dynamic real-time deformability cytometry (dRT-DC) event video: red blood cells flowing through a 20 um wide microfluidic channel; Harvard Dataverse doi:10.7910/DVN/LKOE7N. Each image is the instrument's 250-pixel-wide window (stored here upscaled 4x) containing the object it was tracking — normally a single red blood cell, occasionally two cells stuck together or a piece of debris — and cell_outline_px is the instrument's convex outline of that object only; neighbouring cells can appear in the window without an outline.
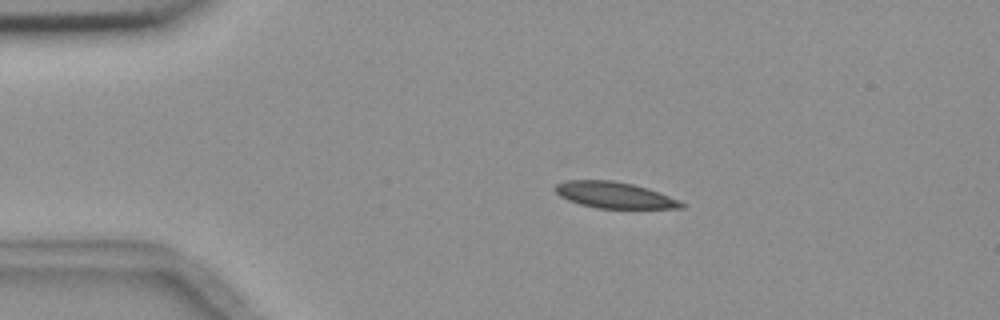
{"species": "common noctule bat (a hibernating species)", "species_latin": "Nyctalus noctula", "temperature_condition": "room temperature", "stored_images_in_passage": 4, "camera_frame_rate_fps": 3000, "um_per_image_px": 0.085, "animal": {"sex": "female", "body_mass_g": 18.4}, "frame": {"image": 1, "passage_image": 2, "time_ms": 2.0, "image_size_px": [1000, 320], "cell_outline_px": [[684, 208], [596, 208], [580, 204], [568, 200], [560, 196], [552, 188], [556, 184], [568, 180], [612, 180], [632, 184], [648, 188], [680, 200], [684, 204]], "centroid_in_image_um": [52.2, 16.58], "position_along_channel_um": 32.8, "area_um2": 19.25}}
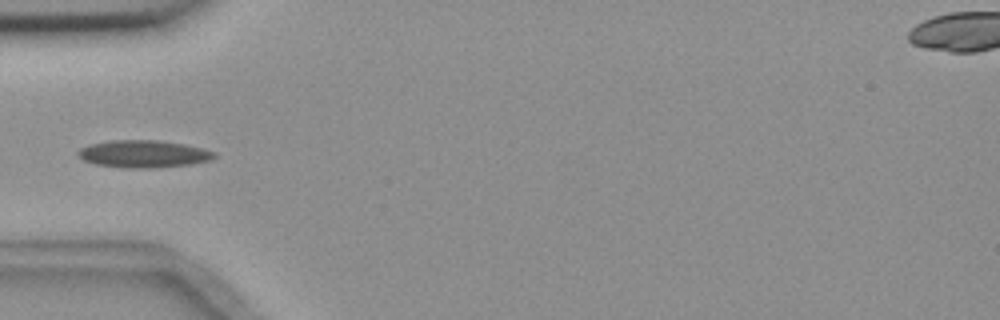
{"frame": {"image": 2, "passage_image": 4, "time_ms": 4.333, "image_size_px": [1000, 320], "cell_outline_px": [[216, 156], [212, 160], [192, 164], [156, 168], [120, 168], [96, 164], [84, 160], [76, 152], [80, 148], [92, 144], [112, 140], [160, 140], [184, 144], [216, 152]], "centroid_in_image_um": [12.23, 13.09], "position_along_channel_um": 72.8, "area_um2": 21.79}}